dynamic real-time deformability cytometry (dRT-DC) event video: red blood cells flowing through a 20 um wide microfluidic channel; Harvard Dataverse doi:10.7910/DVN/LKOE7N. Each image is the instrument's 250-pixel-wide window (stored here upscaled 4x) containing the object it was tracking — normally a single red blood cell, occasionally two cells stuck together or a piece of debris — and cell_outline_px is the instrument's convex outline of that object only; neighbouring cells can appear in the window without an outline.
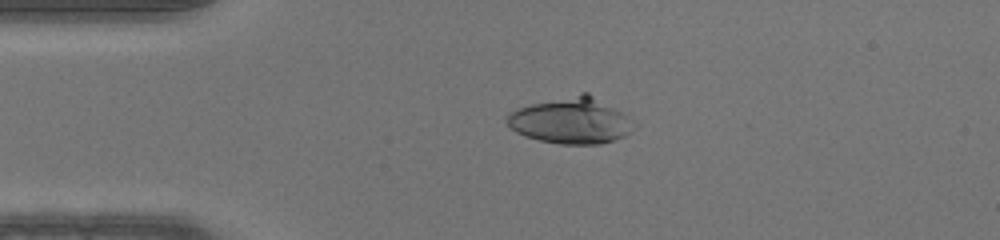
{"species": "human", "species_latin": "Homo sapiens", "temperature_condition": "warm", "stored_images_in_passage": 37, "camera_frame_rate_fps": 3000, "um_per_image_px": 0.085, "donor": {"sex": "male"}, "frame": {"image": 1, "passage_image": 1, "time_ms": 0.0, "image_size_px": [1000, 240], "cell_outline_px": [[632, 128], [624, 136], [600, 144], [560, 144], [540, 140], [524, 136], [516, 132], [504, 120], [512, 112], [520, 108], [532, 104], [580, 92], [588, 92], [620, 112], [632, 124]], "centroid_in_image_um": [48.48, 10.26], "position_along_channel_um": 36.5, "area_um2": 33.29}}
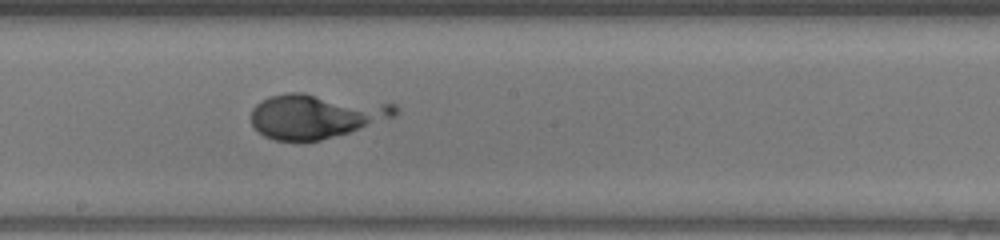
{"frame": {"image": 2, "passage_image": 16, "time_ms": 5.0, "image_size_px": [1000, 240], "cell_outline_px": [[400, 112], [396, 116], [348, 132], [320, 140], [276, 140], [264, 136], [252, 124], [252, 108], [260, 100], [268, 96], [288, 92], [304, 92], [396, 104], [400, 108]], "centroid_in_image_um": [26.86, 9.82], "position_along_channel_um": 221.3, "area_um2": 37.45}}
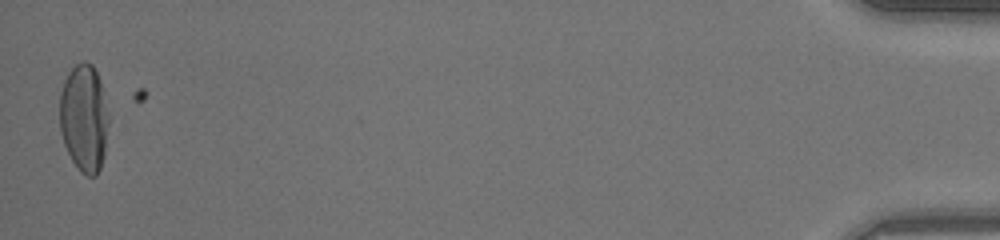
{"frame": {"image": 3, "passage_image": 37, "time_ms": 12.0, "image_size_px": [1000, 240], "cell_outline_px": [[112, 116], [104, 156], [100, 168], [96, 176], [88, 176], [80, 172], [72, 160], [64, 144], [60, 128], [60, 92], [64, 80], [68, 72], [76, 64], [84, 60], [92, 64], [100, 80]], "centroid_in_image_um": [7.2, 10.03], "position_along_channel_um": 428.0, "area_um2": 31.62}}